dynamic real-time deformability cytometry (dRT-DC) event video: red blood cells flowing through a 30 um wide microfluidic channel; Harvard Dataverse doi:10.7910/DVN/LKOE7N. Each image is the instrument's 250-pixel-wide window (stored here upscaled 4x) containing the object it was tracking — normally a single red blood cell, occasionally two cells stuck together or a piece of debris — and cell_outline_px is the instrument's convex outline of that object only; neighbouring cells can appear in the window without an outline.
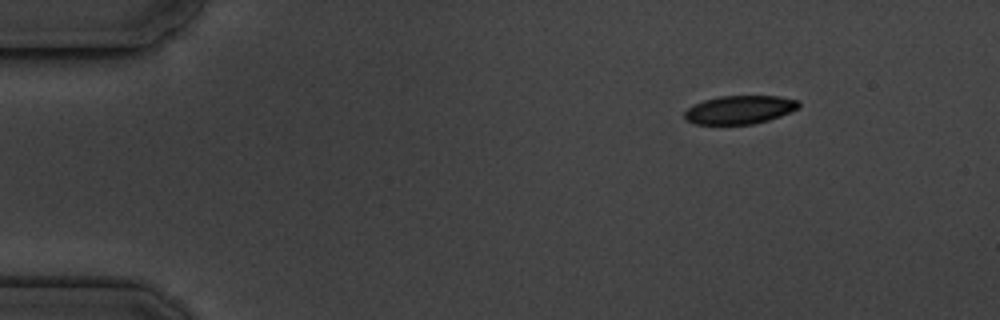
{"species": "common noctule bat (a hibernating species)", "species_latin": "Nyctalus noctula", "temperature_condition": "cold", "stored_images_in_passage": 7, "camera_frame_rate_fps": 3000, "um_per_image_px": 0.085, "animal": {"sex": "male", "body_mass_g": 19.5, "forearm_length_mm": 54.6}, "frame": {"image": 1, "passage_image": 1, "time_ms": 0.0, "image_size_px": [1000, 320], "cell_outline_px": [[800, 108], [780, 116], [768, 120], [752, 124], [696, 124], [684, 120], [684, 112], [688, 108], [704, 100], [720, 96], [780, 96], [800, 100]], "centroid_in_image_um": [62.9, 9.32], "position_along_channel_um": 22.1, "area_um2": 18.96}}
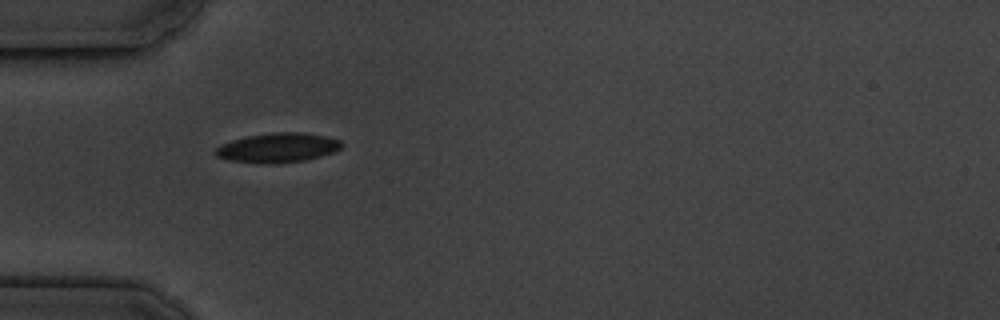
{"frame": {"image": 2, "passage_image": 4, "time_ms": 3.333, "image_size_px": [1000, 320], "cell_outline_px": [[344, 144], [340, 148], [332, 152], [320, 156], [304, 160], [276, 164], [268, 164], [228, 160], [216, 156], [212, 152], [220, 144], [232, 140], [248, 136], [276, 132], [304, 132], [324, 136], [340, 140]], "centroid_in_image_um": [23.58, 12.56], "position_along_channel_um": 61.4, "area_um2": 21.68}}
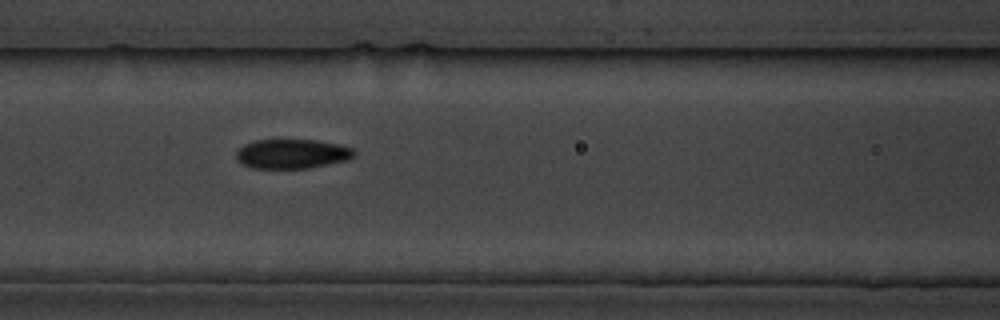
{"frame": {"image": 3, "passage_image": 6, "time_ms": 5.667, "image_size_px": [1000, 320], "cell_outline_px": [[356, 156], [348, 160], [308, 168], [252, 168], [236, 160], [236, 148], [252, 140], [316, 140], [340, 144], [352, 148], [356, 152]], "centroid_in_image_um": [24.82, 13.07], "position_along_channel_um": 141.8, "area_um2": 20.46}}